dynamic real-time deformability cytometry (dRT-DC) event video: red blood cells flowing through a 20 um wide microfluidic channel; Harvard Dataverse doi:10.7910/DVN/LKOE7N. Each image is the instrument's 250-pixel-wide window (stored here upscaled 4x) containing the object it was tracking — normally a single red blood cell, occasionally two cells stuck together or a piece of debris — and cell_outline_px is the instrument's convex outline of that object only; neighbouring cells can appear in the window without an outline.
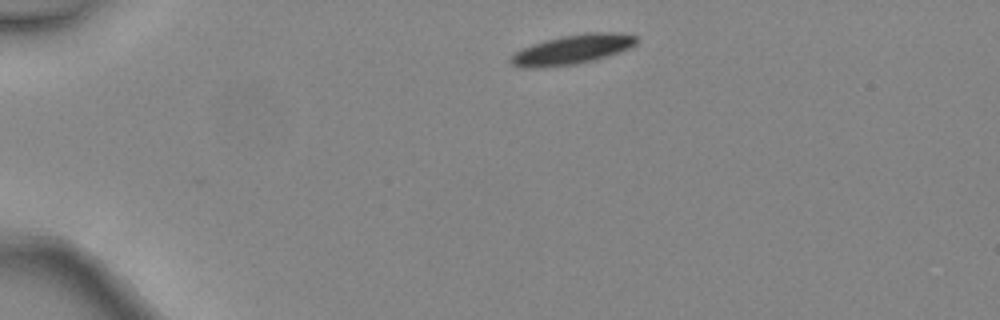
{"species": "common noctule bat (a hibernating species)", "species_latin": "Nyctalus noctula", "temperature_condition": "warm", "stored_images_in_passage": 2, "camera_frame_rate_fps": 3000, "um_per_image_px": 0.085, "animal": {"sex": "female", "body_mass_g": 24.6, "forearm_length_mm": 56.2}, "frame": {"image": 1, "passage_image": 1, "time_ms": 0.0, "image_size_px": [1000, 320], "cell_outline_px": [[640, 40], [636, 44], [620, 52], [596, 60], [576, 64], [536, 68], [520, 68], [512, 64], [508, 60], [512, 52], [532, 44], [560, 36], [588, 32], [620, 32], [636, 36]], "centroid_in_image_um": [48.63, 4.21], "position_along_channel_um": 36.4, "area_um2": 22.02}}